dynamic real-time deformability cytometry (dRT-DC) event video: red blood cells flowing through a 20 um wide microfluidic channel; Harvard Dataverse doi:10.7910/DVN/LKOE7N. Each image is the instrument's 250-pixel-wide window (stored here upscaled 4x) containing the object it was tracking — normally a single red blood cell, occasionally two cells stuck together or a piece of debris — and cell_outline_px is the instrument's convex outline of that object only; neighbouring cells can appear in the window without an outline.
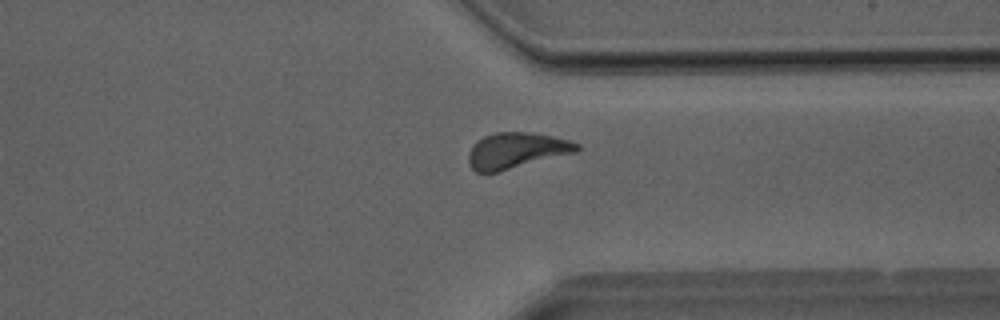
{"species": "Egyptian fruit bat (a non-hibernating species)", "species_latin": "Rousettus aegyptiacus", "temperature_condition": "room temperature", "stored_images_in_passage": 32, "camera_frame_rate_fps": 3000, "um_per_image_px": 0.085, "animal": {"sex": "male"}, "frame": {"image": 1, "passage_image": 23, "time_ms": 7.333, "image_size_px": [1000, 320], "cell_outline_px": [[580, 148], [576, 152], [496, 172], [476, 172], [468, 164], [468, 156], [472, 144], [476, 140], [484, 136], [496, 132], [532, 132], [552, 136], [568, 140], [580, 144]], "centroid_in_image_um": [43.86, 12.78], "position_along_channel_um": 367.5, "area_um2": 22.54}}
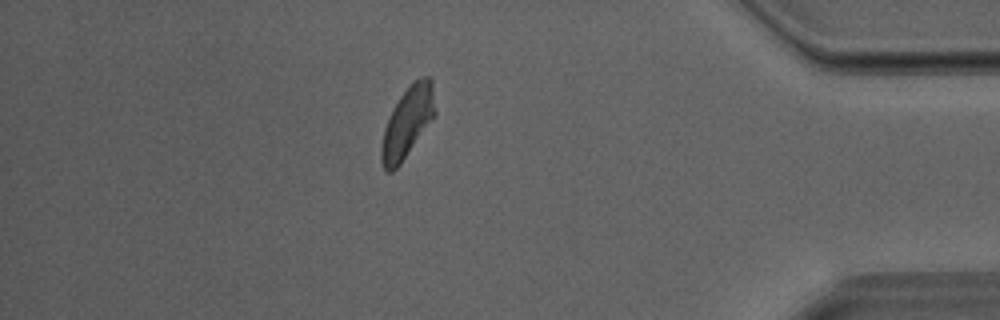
{"frame": {"image": 2, "passage_image": 27, "time_ms": 8.667, "image_size_px": [1000, 320], "cell_outline_px": [[436, 112], [432, 120], [400, 164], [392, 172], [388, 172], [384, 168], [380, 160], [380, 148], [384, 128], [392, 108], [400, 96], [412, 80], [420, 76], [428, 76], [432, 80]], "centroid_in_image_um": [34.63, 10.36], "position_along_channel_um": 400.6, "area_um2": 22.25}}